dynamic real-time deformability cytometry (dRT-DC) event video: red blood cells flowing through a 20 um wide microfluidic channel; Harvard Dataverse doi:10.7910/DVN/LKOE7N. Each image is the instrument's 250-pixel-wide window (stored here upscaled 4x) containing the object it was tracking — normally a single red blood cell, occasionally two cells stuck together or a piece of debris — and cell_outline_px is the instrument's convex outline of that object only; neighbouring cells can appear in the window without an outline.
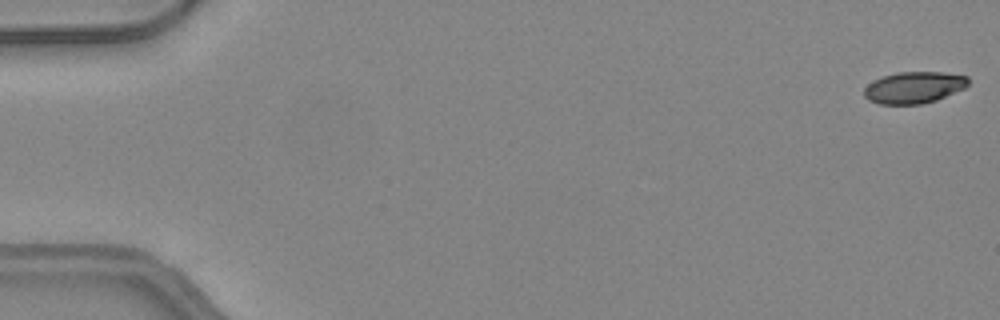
{"species": "common noctule bat (a hibernating species)", "species_latin": "Nyctalus noctula", "temperature_condition": "warm", "stored_images_in_passage": 48, "camera_frame_rate_fps": 3000, "um_per_image_px": 0.085, "animal": {"sex": "female", "body_mass_g": 24.6, "forearm_length_mm": 56.2}, "frame": {"image": 1, "passage_image": 1, "time_ms": 0.0, "image_size_px": [1000, 320], "cell_outline_px": [[968, 84], [964, 88], [936, 100], [920, 104], [880, 104], [868, 100], [864, 96], [864, 88], [872, 80], [896, 72], [940, 72], [968, 76]], "centroid_in_image_um": [77.65, 7.43], "position_along_channel_um": 7.3, "area_um2": 19.13}}
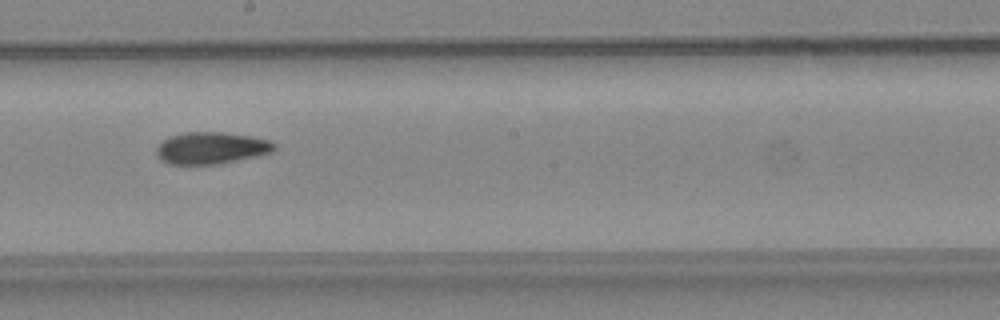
{"frame": {"image": 2, "passage_image": 28, "time_ms": 9.0, "image_size_px": [1000, 320], "cell_outline_px": [[276, 148], [272, 152], [256, 156], [220, 164], [168, 164], [160, 160], [156, 152], [156, 148], [164, 140], [172, 136], [184, 132], [220, 132], [248, 136], [272, 140], [276, 144]], "centroid_in_image_um": [17.97, 12.59], "position_along_channel_um": 230.2, "area_um2": 21.85}}
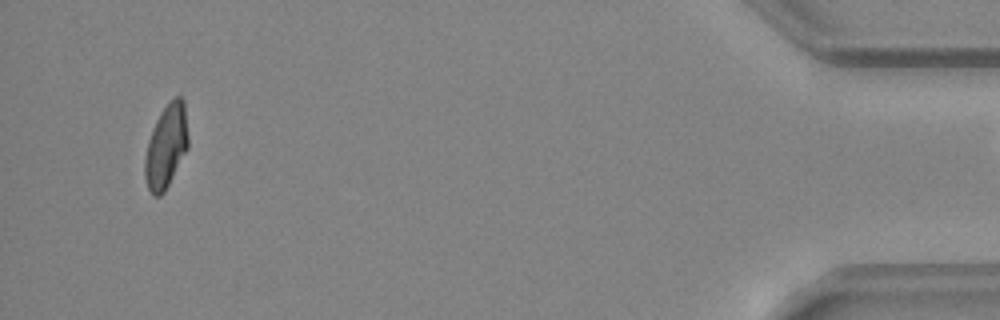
{"frame": {"image": 3, "passage_image": 47, "time_ms": 15.333, "image_size_px": [1000, 320], "cell_outline_px": [[188, 148], [164, 192], [160, 196], [152, 196], [148, 188], [144, 176], [144, 160], [148, 140], [156, 120], [160, 112], [176, 96], [180, 96], [184, 100], [188, 136]], "centroid_in_image_um": [14.11, 12.46], "position_along_channel_um": 421.1, "area_um2": 20.98}}